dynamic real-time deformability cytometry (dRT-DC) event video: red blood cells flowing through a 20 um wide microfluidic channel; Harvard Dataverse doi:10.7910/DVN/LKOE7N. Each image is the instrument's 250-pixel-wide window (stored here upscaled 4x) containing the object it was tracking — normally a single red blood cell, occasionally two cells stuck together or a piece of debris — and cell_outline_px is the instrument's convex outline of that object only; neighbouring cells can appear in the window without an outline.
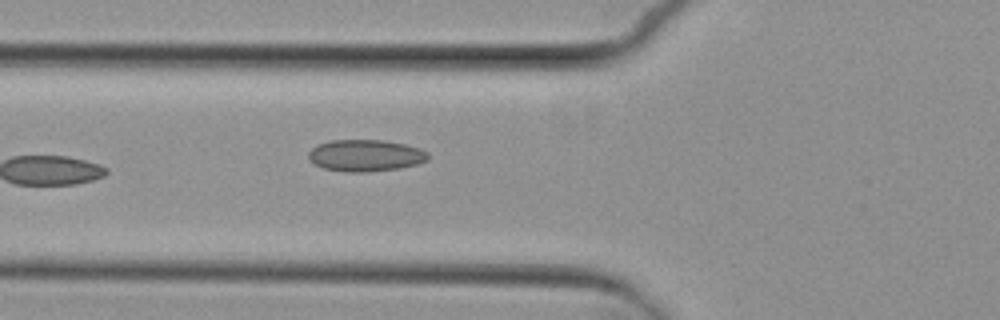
{"species": "common noctule bat (a hibernating species)", "species_latin": "Nyctalus noctula", "temperature_condition": "cold", "stored_images_in_passage": 6, "camera_frame_rate_fps": 3000, "um_per_image_px": 0.085, "animal": {"sex": "female", "body_mass_g": 29.2, "forearm_length_mm": 56.3}, "frame": {"image": 1, "passage_image": 6, "time_ms": 7.0, "image_size_px": [1000, 320], "cell_outline_px": [[428, 160], [416, 164], [400, 168], [368, 172], [344, 172], [324, 168], [312, 164], [308, 160], [308, 152], [316, 144], [332, 140], [384, 140], [404, 144], [420, 148], [428, 152]], "centroid_in_image_um": [31.03, 13.22], "position_along_channel_um": 94.8, "area_um2": 22.37}}